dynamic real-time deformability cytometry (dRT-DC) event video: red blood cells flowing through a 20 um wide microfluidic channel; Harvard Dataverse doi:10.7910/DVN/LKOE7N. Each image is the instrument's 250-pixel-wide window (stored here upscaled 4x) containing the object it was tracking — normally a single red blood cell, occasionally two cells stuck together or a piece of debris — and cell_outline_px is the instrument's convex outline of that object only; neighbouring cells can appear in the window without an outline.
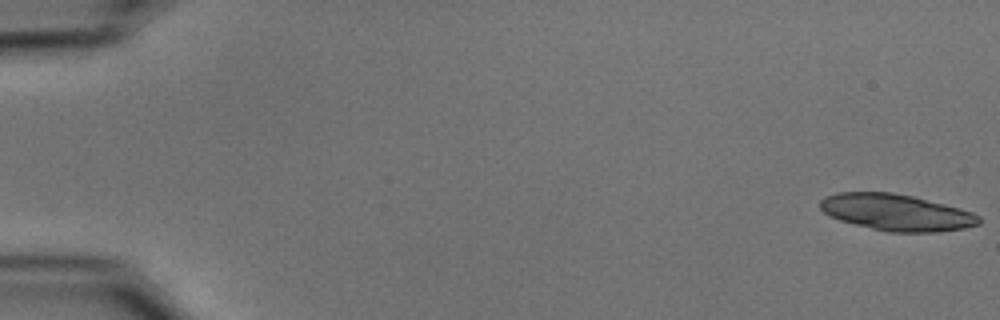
{"species": "common noctule bat (a hibernating species)", "species_latin": "Nyctalus noctula", "temperature_condition": "cold", "stored_images_in_passage": 55, "camera_frame_rate_fps": 3000, "um_per_image_px": 0.085, "animal": {"sex": "male", "body_mass_g": 15.6}, "frame": {"image": 1, "passage_image": 1, "time_ms": 0.0, "image_size_px": [1000, 320], "cell_outline_px": [[980, 224], [964, 228], [936, 232], [888, 232], [840, 220], [824, 212], [820, 208], [820, 200], [824, 196], [836, 192], [892, 192], [912, 196], [960, 208], [972, 212], [980, 216]], "centroid_in_image_um": [76.19, 18.04], "position_along_channel_um": 8.8, "area_um2": 33.64}}
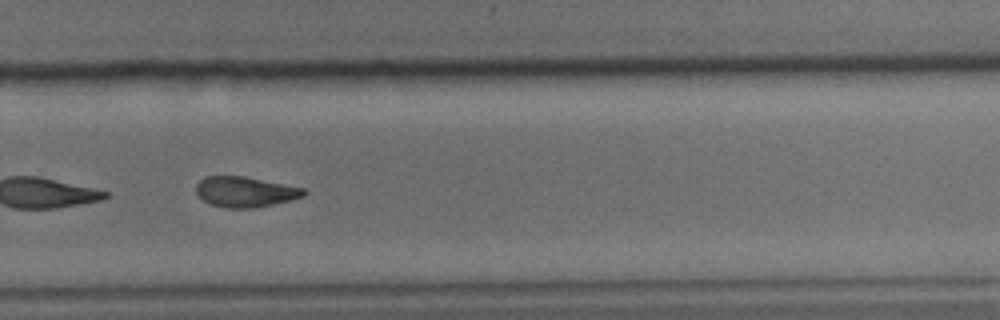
{"frame": {"image": 2, "passage_image": 38, "time_ms": 12.333, "image_size_px": [1000, 320], "cell_outline_px": [[308, 192], [304, 196], [272, 204], [252, 208], [224, 208], [212, 204], [196, 196], [196, 184], [204, 176], [244, 176], [304, 188]], "centroid_in_image_um": [20.8, 16.3], "position_along_channel_um": 309.0, "area_um2": 19.02}, "authors_computed_cell_mechanics": {"area_um2": 20.23, "velocity_mm_per_s": 3.7241, "shape_relaxation_time_tau1_ms": 5.289, "shape_relaxation_time_tau2_ms": 6.9578, "deformation_change_tau1": 0.1672, "deformation_change_tau2": 0.1549}}